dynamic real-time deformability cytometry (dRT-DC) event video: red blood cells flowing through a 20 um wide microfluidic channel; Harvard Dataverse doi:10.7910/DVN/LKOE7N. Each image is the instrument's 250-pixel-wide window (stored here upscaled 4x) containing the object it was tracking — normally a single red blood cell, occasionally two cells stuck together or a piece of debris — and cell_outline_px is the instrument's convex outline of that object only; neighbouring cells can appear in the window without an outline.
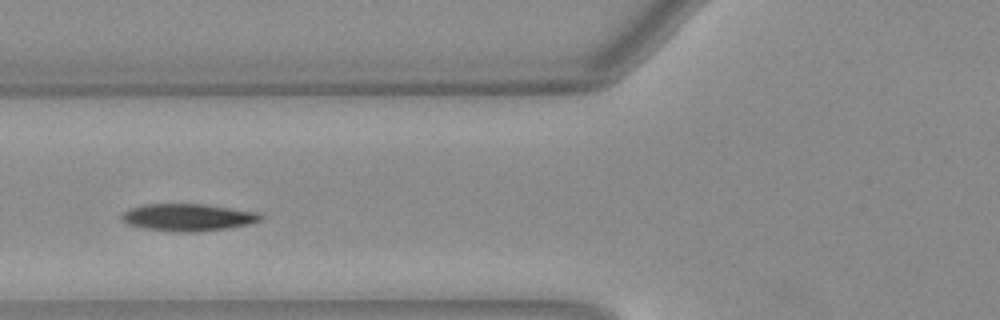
{"species": "Egyptian fruit bat (a non-hibernating species)", "species_latin": "Rousettus aegyptiacus", "temperature_condition": "warm", "stored_images_in_passage": 21, "camera_frame_rate_fps": 3000, "um_per_image_px": 0.085, "animal": {"sex": "female"}, "frame": {"image": 1, "passage_image": 9, "time_ms": 2.667, "image_size_px": [1000, 320], "cell_outline_px": [[264, 216], [260, 220], [248, 224], [224, 228], [192, 232], [172, 232], [144, 228], [128, 224], [120, 220], [120, 216], [124, 212], [132, 208], [144, 204], [204, 204], [260, 212]], "centroid_in_image_um": [15.96, 18.47], "position_along_channel_um": 109.8, "area_um2": 21.96}}
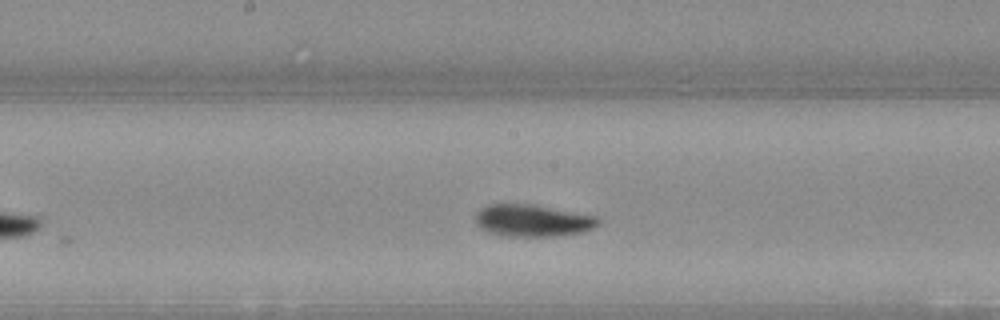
{"frame": {"image": 2, "passage_image": 16, "time_ms": 5.0, "image_size_px": [1000, 320], "cell_outline_px": [[600, 224], [592, 228], [580, 232], [556, 236], [508, 236], [488, 232], [480, 228], [476, 224], [476, 212], [480, 208], [488, 204], [532, 204], [596, 216], [600, 220]], "centroid_in_image_um": [45.24, 18.74], "position_along_channel_um": 203.0, "area_um2": 22.83}}